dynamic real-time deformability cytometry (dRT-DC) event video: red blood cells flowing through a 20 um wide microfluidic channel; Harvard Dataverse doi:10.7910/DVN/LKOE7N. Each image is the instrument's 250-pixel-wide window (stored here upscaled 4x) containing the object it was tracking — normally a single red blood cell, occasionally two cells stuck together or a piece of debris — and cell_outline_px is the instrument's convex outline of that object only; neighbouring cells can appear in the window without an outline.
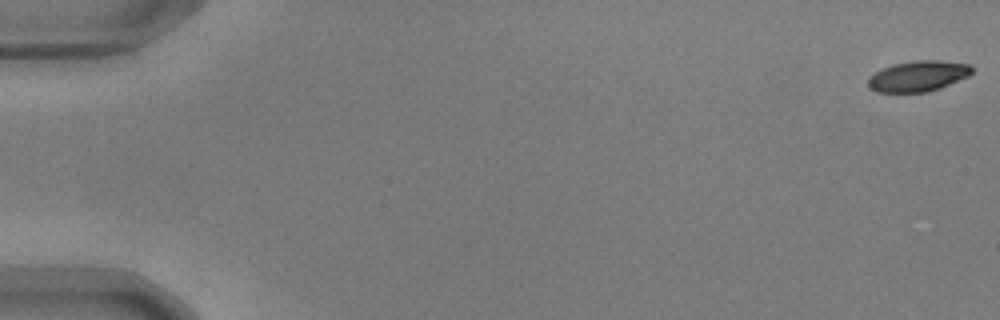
{"species": "common noctule bat (a hibernating species)", "species_latin": "Nyctalus noctula", "temperature_condition": "warm", "stored_images_in_passage": 56, "camera_frame_rate_fps": 3000, "um_per_image_px": 0.085, "animal": {"sex": "male", "body_mass_g": 17.9, "forearm_length_mm": 54.2}, "frame": {"image": 1, "passage_image": 1, "time_ms": 0.0, "image_size_px": [1000, 320], "cell_outline_px": [[972, 72], [968, 76], [940, 88], [928, 92], [876, 92], [868, 84], [868, 80], [876, 72], [892, 64], [912, 60], [940, 60], [968, 64], [972, 68]], "centroid_in_image_um": [78.06, 6.46], "position_along_channel_um": 6.9, "area_um2": 18.38}}
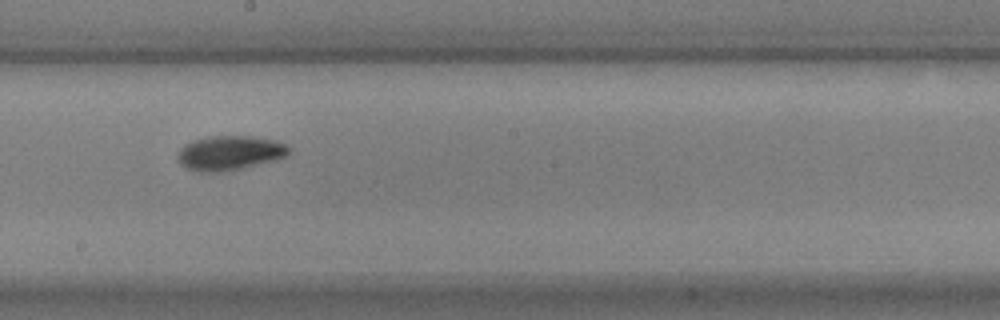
{"frame": {"image": 2, "passage_image": 32, "time_ms": 10.333, "image_size_px": [1000, 320], "cell_outline_px": [[292, 152], [288, 156], [276, 160], [244, 168], [220, 172], [196, 172], [180, 164], [176, 160], [176, 152], [184, 144], [208, 136], [252, 136], [276, 140], [292, 148]], "centroid_in_image_um": [19.54, 13.01], "position_along_channel_um": 228.7, "area_um2": 22.83}}
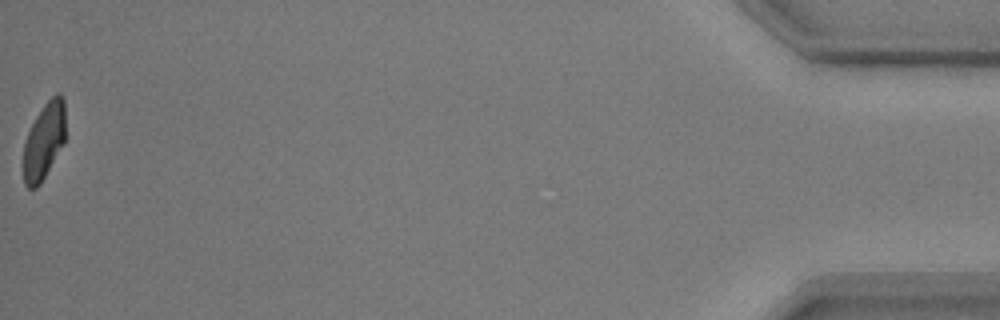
{"frame": {"image": 3, "passage_image": 56, "time_ms": 18.333, "image_size_px": [1000, 320], "cell_outline_px": [[64, 144], [40, 184], [36, 188], [28, 188], [24, 184], [24, 144], [28, 132], [36, 116], [44, 104], [56, 92], [60, 92], [64, 100]], "centroid_in_image_um": [3.75, 11.97], "position_along_channel_um": 431.5, "area_um2": 18.61}, "authors_computed_cell_mechanics": {"area_um2": 20.1144, "velocity_mm_per_s": 3.6837, "shape_relaxation_time_tau1_ms": 3.6116, "shape_relaxation_time_tau2_ms": 5.6471, "deformation_change_tau1": 0.1407, "deformation_change_tau2": 0.1035}}